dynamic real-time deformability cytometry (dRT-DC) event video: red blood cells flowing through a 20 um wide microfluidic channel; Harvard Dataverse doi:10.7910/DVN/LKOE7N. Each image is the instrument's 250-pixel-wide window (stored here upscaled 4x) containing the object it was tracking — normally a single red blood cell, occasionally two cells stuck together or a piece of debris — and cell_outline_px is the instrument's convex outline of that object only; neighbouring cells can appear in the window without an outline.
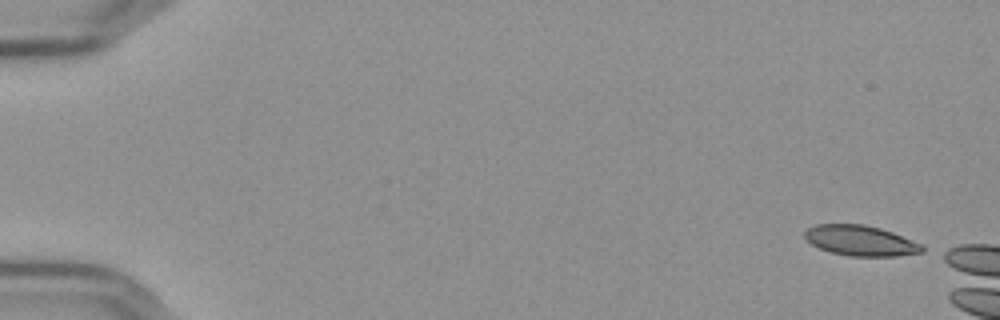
{"species": "Egyptian fruit bat (a non-hibernating species)", "species_latin": "Rousettus aegyptiacus", "temperature_condition": "cold", "stored_images_in_passage": 6, "camera_frame_rate_fps": 3000, "um_per_image_px": 0.085, "frame": {"image": 1, "passage_image": 1, "time_ms": 0.0, "image_size_px": [1000, 320], "cell_outline_px": [[924, 252], [896, 256], [848, 256], [832, 252], [820, 248], [804, 240], [804, 232], [808, 228], [816, 224], [864, 224], [880, 228], [892, 232], [924, 244]], "centroid_in_image_um": [73.16, 20.45], "position_along_channel_um": 11.8, "area_um2": 20.92}}